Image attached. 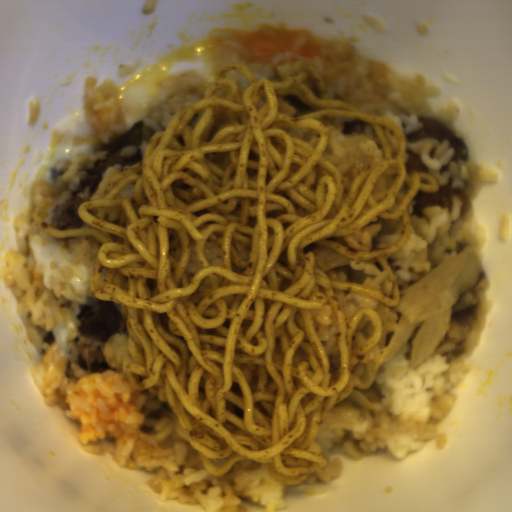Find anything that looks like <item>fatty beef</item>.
Returning a JSON list of instances; mask_svg holds the SVG:
<instances>
[{
    "mask_svg": "<svg viewBox=\"0 0 512 512\" xmlns=\"http://www.w3.org/2000/svg\"><path fill=\"white\" fill-rule=\"evenodd\" d=\"M154 126L137 121L129 130L114 137L98 154L95 164L70 193L55 206L51 226L62 230L91 228L79 215V205L86 200L104 199L112 176L141 161Z\"/></svg>",
    "mask_w": 512,
    "mask_h": 512,
    "instance_id": "fatty-beef-1",
    "label": "fatty beef"
},
{
    "mask_svg": "<svg viewBox=\"0 0 512 512\" xmlns=\"http://www.w3.org/2000/svg\"><path fill=\"white\" fill-rule=\"evenodd\" d=\"M76 323L85 337L99 343L128 331L120 303L101 298L82 305Z\"/></svg>",
    "mask_w": 512,
    "mask_h": 512,
    "instance_id": "fatty-beef-2",
    "label": "fatty beef"
},
{
    "mask_svg": "<svg viewBox=\"0 0 512 512\" xmlns=\"http://www.w3.org/2000/svg\"><path fill=\"white\" fill-rule=\"evenodd\" d=\"M405 143H417L426 138L449 142L450 158L453 162H466L470 151L467 142L453 129L436 118L421 115L416 118L412 131L403 132Z\"/></svg>",
    "mask_w": 512,
    "mask_h": 512,
    "instance_id": "fatty-beef-3",
    "label": "fatty beef"
},
{
    "mask_svg": "<svg viewBox=\"0 0 512 512\" xmlns=\"http://www.w3.org/2000/svg\"><path fill=\"white\" fill-rule=\"evenodd\" d=\"M438 187V192H426L419 189L416 197L409 203V217L415 219L426 217V210L431 207H444L450 211L453 199L460 202L461 210L459 216L464 217L468 205L465 190L459 185H450L448 183H443L438 185Z\"/></svg>",
    "mask_w": 512,
    "mask_h": 512,
    "instance_id": "fatty-beef-4",
    "label": "fatty beef"
},
{
    "mask_svg": "<svg viewBox=\"0 0 512 512\" xmlns=\"http://www.w3.org/2000/svg\"><path fill=\"white\" fill-rule=\"evenodd\" d=\"M404 164L406 171L410 174L412 172L428 173V167L424 162L422 156L414 151L405 148Z\"/></svg>",
    "mask_w": 512,
    "mask_h": 512,
    "instance_id": "fatty-beef-5",
    "label": "fatty beef"
}]
</instances>
